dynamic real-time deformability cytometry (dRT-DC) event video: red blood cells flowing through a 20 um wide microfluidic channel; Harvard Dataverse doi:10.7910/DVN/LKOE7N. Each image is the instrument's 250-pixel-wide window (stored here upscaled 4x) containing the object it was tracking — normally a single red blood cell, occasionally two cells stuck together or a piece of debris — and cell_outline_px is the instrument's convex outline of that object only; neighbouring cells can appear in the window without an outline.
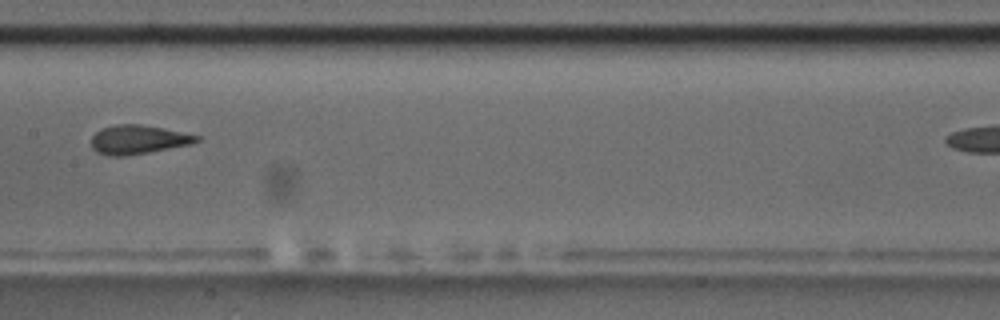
{"species": "common noctule bat (a hibernating species)", "species_latin": "Nyctalus noctula", "temperature_condition": "room temperature", "stored_images_in_passage": 6, "camera_frame_rate_fps": 3000, "um_per_image_px": 0.085, "animal": {"sex": "male", "body_mass_g": 17.5, "forearm_length_mm": 52.3}, "frame": {"image": 1, "passage_image": 5, "time_ms": 4.333, "image_size_px": [1000, 320], "cell_outline_px": [[200, 140], [192, 144], [148, 152], [124, 156], [108, 156], [96, 152], [92, 148], [92, 136], [100, 128], [116, 124], [140, 124], [164, 128], [200, 136]], "centroid_in_image_um": [11.72, 11.86], "position_along_channel_um": 195.7, "area_um2": 17.8}}